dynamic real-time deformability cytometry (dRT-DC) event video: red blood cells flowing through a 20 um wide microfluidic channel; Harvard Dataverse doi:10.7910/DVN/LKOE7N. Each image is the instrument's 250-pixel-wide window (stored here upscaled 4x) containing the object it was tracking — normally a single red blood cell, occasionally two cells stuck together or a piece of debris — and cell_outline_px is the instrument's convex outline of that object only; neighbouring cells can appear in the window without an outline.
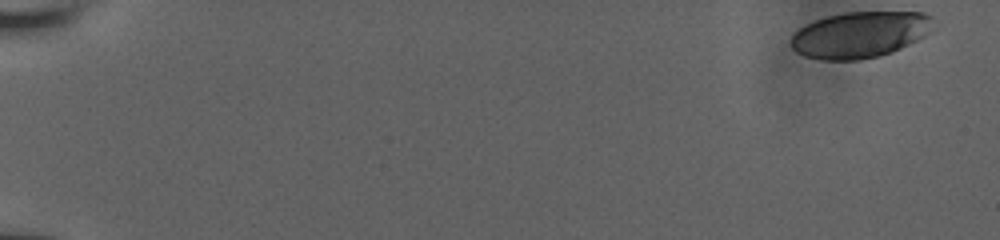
{"species": "human", "species_latin": "Homo sapiens", "temperature_condition": "room temperature", "stored_images_in_passage": 50, "camera_frame_rate_fps": 3000, "um_per_image_px": 0.085, "donor": {"sex": "male"}, "frame": {"image": 1, "passage_image": 1, "time_ms": 0.0, "image_size_px": [1000, 240], "cell_outline_px": [[932, 16], [924, 36], [892, 52], [880, 56], [860, 60], [824, 60], [804, 56], [796, 52], [792, 48], [792, 36], [800, 28], [816, 20], [828, 16], [848, 12], [924, 12]], "centroid_in_image_um": [73.05, 2.96], "position_along_channel_um": 11.9, "area_um2": 37.69}}
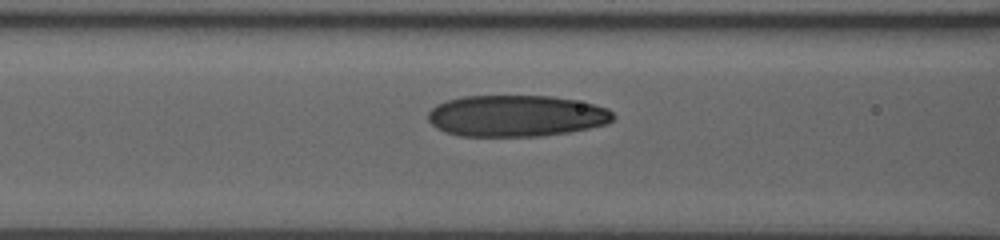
{"frame": {"image": 2, "passage_image": 28, "time_ms": 8.0, "image_size_px": [1000, 240], "cell_outline_px": [[616, 116], [608, 124], [568, 132], [540, 136], [460, 136], [444, 132], [436, 128], [428, 120], [428, 112], [436, 104], [448, 100], [464, 96], [552, 96], [592, 104], [608, 108]], "centroid_in_image_um": [43.86, 9.85], "position_along_channel_um": 122.7, "area_um2": 44.74}}
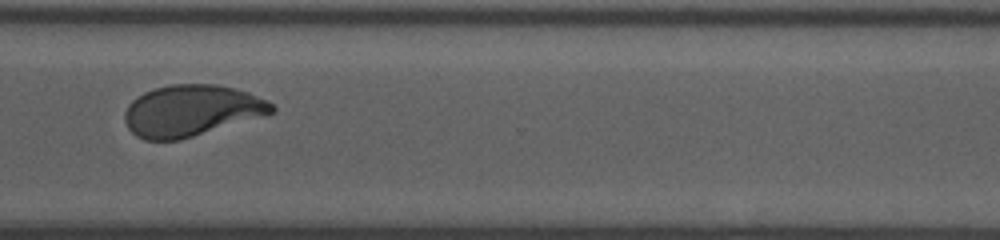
{"frame": {"image": 3, "passage_image": 49, "time_ms": 14.0, "image_size_px": [1000, 240], "cell_outline_px": [[276, 108], [272, 112], [264, 116], [180, 140], [144, 140], [136, 136], [128, 128], [124, 120], [124, 112], [128, 104], [132, 100], [144, 92], [156, 88], [172, 84], [216, 84], [236, 88], [248, 92], [268, 100]], "centroid_in_image_um": [16.26, 9.4], "position_along_channel_um": 354.3, "area_um2": 44.1}}